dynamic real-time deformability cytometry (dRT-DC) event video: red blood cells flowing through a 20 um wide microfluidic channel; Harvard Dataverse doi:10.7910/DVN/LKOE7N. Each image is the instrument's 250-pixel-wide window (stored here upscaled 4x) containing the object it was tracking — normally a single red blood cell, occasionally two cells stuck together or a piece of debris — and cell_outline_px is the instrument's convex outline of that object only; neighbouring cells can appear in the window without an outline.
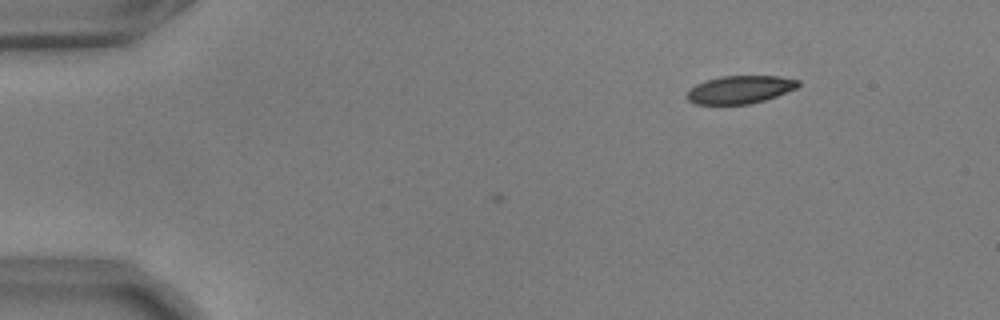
{"species": "common noctule bat (a hibernating species)", "species_latin": "Nyctalus noctula", "temperature_condition": "warm", "stored_images_in_passage": 2, "camera_frame_rate_fps": 3000, "um_per_image_px": 0.085, "animal": {"sex": "male", "body_mass_g": 17.9, "forearm_length_mm": 54.2}, "frame": {"image": 1, "passage_image": 2, "time_ms": 0.333, "image_size_px": [1000, 320], "cell_outline_px": [[800, 84], [796, 88], [776, 96], [764, 100], [748, 104], [696, 104], [688, 100], [688, 92], [696, 84], [720, 76], [780, 76], [800, 80]], "centroid_in_image_um": [62.93, 7.61], "position_along_channel_um": 22.1, "area_um2": 17.86}}